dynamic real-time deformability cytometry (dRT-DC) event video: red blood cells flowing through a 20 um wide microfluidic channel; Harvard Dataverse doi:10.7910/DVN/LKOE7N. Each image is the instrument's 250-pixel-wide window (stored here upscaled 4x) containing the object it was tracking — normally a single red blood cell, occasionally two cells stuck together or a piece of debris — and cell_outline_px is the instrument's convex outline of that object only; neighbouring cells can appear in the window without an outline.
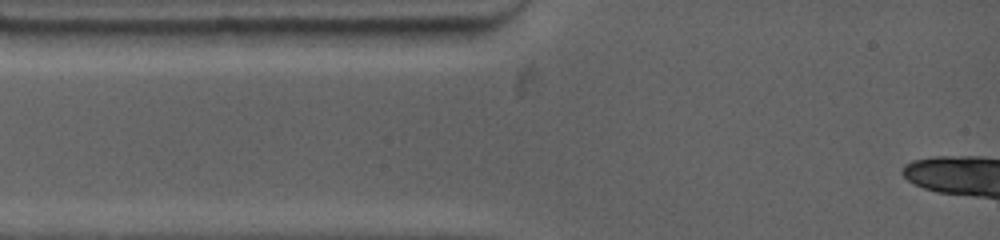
{"species": "common noctule bat (a hibernating species)", "species_latin": "Nyctalus noctula", "temperature_condition": "warm", "stored_images_in_passage": 3, "camera_frame_rate_fps": 4500, "um_per_image_px": 0.085, "animal": {"sex": "female", "body_mass_g": 19.0, "forearm_length_mm": 53.3}, "frame": {"image": 1, "passage_image": 1, "time_ms": 0.0, "image_size_px": [1000, 240], "cell_outline_px": [[352, 28], [332, 44], [244, 48], [212, 44], [200, 32], [216, 28]], "centroid_in_image_um": [23.22, 3.12], "position_along_channel_um": 61.8, "area_um2": 17.4}}